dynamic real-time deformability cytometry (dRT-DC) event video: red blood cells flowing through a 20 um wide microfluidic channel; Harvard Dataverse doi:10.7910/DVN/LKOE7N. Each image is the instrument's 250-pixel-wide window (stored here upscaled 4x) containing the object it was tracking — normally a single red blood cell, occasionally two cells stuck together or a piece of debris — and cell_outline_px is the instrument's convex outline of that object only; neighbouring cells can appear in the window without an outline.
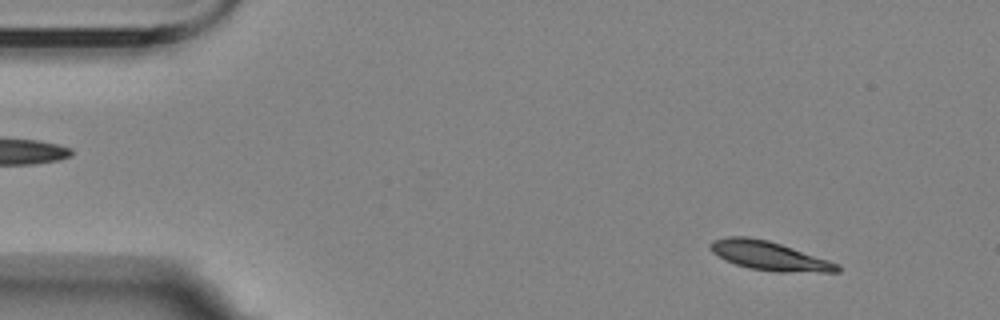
{"species": "Egyptian fruit bat (a non-hibernating species)", "species_latin": "Rousettus aegyptiacus", "temperature_condition": "room temperature", "stored_images_in_passage": 4, "camera_frame_rate_fps": 3000, "um_per_image_px": 0.085, "animal": {"sex": "female"}, "frame": {"image": 1, "passage_image": 2, "time_ms": 1.333, "image_size_px": [1000, 320], "cell_outline_px": [[840, 272], [776, 272], [748, 268], [724, 260], [712, 252], [708, 248], [708, 244], [712, 240], [728, 236], [748, 236], [768, 240], [840, 264]], "centroid_in_image_um": [65.33, 21.74], "position_along_channel_um": 19.7, "area_um2": 21.5}}